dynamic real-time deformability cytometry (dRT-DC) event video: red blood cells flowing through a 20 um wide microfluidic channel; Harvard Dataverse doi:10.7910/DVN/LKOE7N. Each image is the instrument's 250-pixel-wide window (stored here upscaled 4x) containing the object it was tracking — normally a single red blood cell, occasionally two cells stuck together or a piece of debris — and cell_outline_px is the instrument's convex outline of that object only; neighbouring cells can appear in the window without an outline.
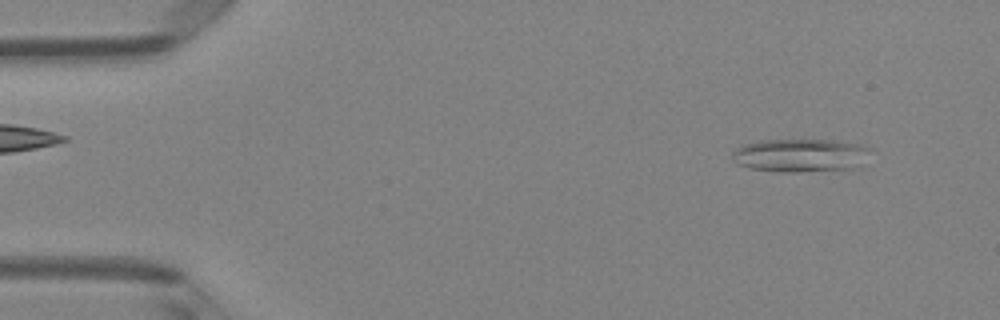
{"species": "Egyptian fruit bat (a non-hibernating species)", "species_latin": "Rousettus aegyptiacus", "temperature_condition": "room temperature", "stored_images_in_passage": 48, "camera_frame_rate_fps": 3000, "um_per_image_px": 0.085, "animal": {"sex": "female"}, "frame": {"image": 1, "passage_image": 4, "time_ms": 1.0, "image_size_px": [1000, 320], "cell_outline_px": [[872, 148], [860, 168], [800, 172], [780, 172], [748, 168], [736, 164], [732, 160], [732, 152], [736, 148], [744, 144], [760, 140], [832, 140], [860, 144]], "centroid_in_image_um": [68.04, 13.21], "position_along_channel_um": 17.0, "area_um2": 27.22}}
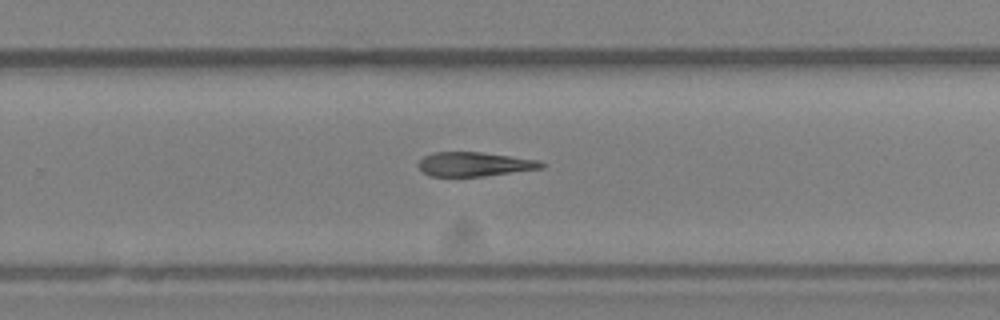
{"frame": {"image": 2, "passage_image": 31, "time_ms": 10.0, "image_size_px": [1000, 320], "cell_outline_px": [[544, 168], [484, 176], [428, 176], [416, 164], [424, 156], [432, 152], [480, 152], [512, 156], [540, 160], [544, 164]], "centroid_in_image_um": [40.33, 13.95], "position_along_channel_um": 289.5, "area_um2": 17.4}}
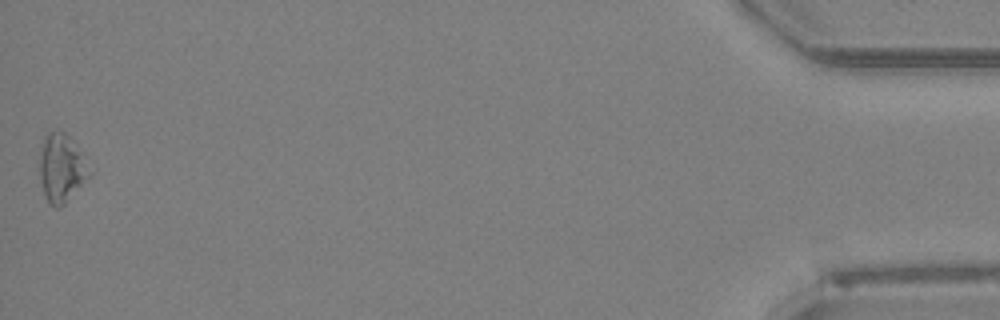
{"frame": {"image": 3, "passage_image": 48, "time_ms": 15.667, "image_size_px": [1000, 320], "cell_outline_px": [[92, 176], [60, 208], [56, 208], [44, 196], [40, 180], [40, 144], [44, 136], [48, 132], [64, 132], [68, 136], [92, 172]], "centroid_in_image_um": [5.21, 14.32], "position_along_channel_um": 430.0, "area_um2": 19.59}, "authors_computed_cell_mechanics": {"area_um2": 18.7272, "velocity_mm_per_s": 4.1305, "shape_relaxation_time_tau1_ms": 9.2054, "shape_relaxation_time_tau2_ms": null, "deformation_change_tau1": 0.2299, "deformation_change_tau2": null}}